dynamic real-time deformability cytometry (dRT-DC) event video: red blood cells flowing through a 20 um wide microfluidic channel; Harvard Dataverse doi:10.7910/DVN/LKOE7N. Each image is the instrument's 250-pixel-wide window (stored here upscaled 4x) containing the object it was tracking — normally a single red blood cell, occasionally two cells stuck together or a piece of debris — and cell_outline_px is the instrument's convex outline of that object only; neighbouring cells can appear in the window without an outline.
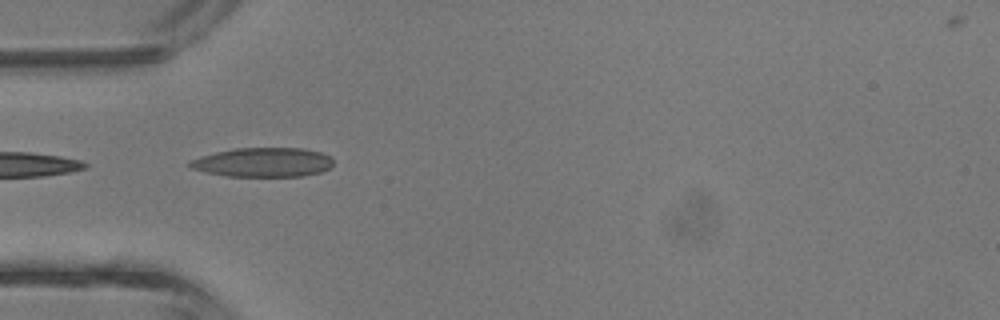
{"species": "common noctule bat (a hibernating species)", "species_latin": "Nyctalus noctula", "temperature_condition": "room temperature", "stored_images_in_passage": 19, "camera_frame_rate_fps": 3000, "um_per_image_px": 0.085, "animal": {"sex": "male", "body_mass_g": 13.3}, "frame": {"image": 1, "passage_image": 1, "time_ms": 0.0, "image_size_px": [1000, 320], "cell_outline_px": [[332, 168], [320, 172], [304, 176], [224, 176], [192, 168], [184, 164], [188, 160], [200, 156], [216, 152], [236, 148], [304, 148], [320, 152], [332, 156]], "centroid_in_image_um": [22.36, 13.79], "position_along_channel_um": 62.6, "area_um2": 24.68}}
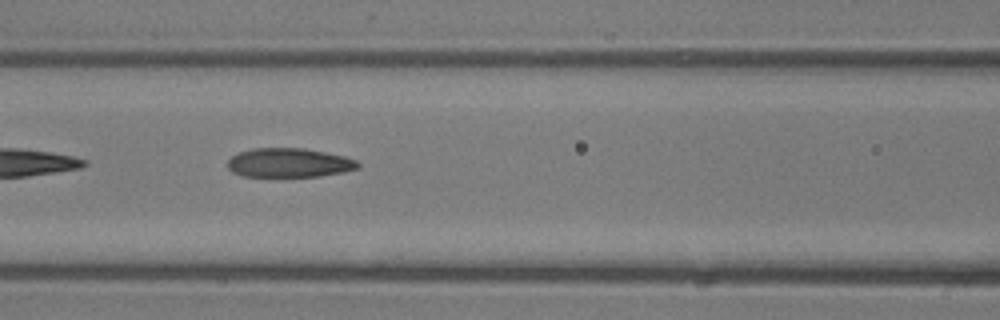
{"frame": {"image": 2, "passage_image": 6, "time_ms": 1.667, "image_size_px": [1000, 320], "cell_outline_px": [[360, 168], [344, 172], [320, 176], [244, 176], [232, 172], [228, 168], [228, 160], [232, 156], [240, 152], [252, 148], [304, 148], [344, 156], [356, 160], [360, 164]], "centroid_in_image_um": [24.59, 13.83], "position_along_channel_um": 142.0, "area_um2": 22.08}}
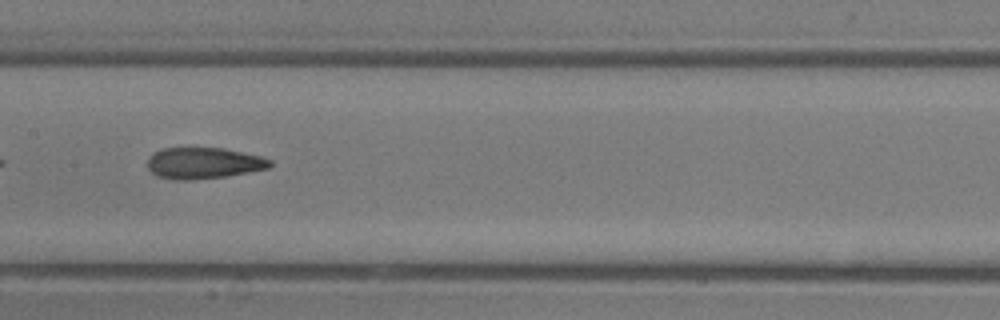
{"frame": {"image": 3, "passage_image": 9, "time_ms": 2.667, "image_size_px": [1000, 320], "cell_outline_px": [[272, 164], [268, 168], [228, 176], [192, 180], [172, 180], [156, 176], [148, 168], [148, 156], [152, 152], [160, 148], [224, 148], [260, 156], [272, 160]], "centroid_in_image_um": [17.26, 13.87], "position_along_channel_um": 190.1, "area_um2": 22.54}}